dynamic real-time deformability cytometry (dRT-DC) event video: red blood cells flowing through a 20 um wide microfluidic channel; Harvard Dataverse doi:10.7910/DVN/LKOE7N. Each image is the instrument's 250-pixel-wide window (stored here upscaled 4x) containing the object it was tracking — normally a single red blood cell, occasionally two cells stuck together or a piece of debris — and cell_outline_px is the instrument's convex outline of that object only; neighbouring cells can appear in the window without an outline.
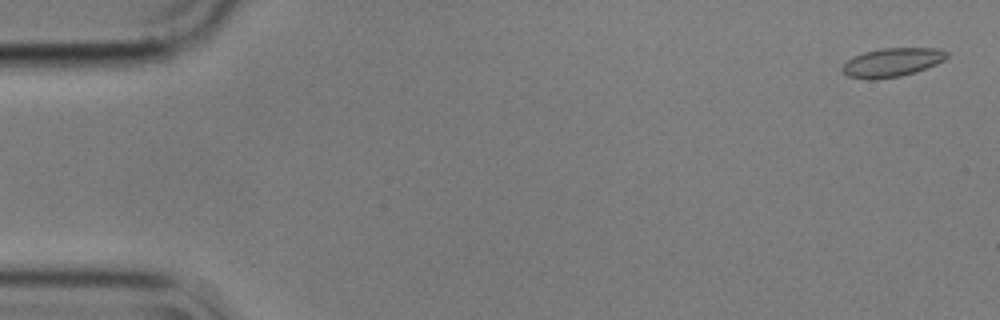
{"species": "common noctule bat (a hibernating species)", "species_latin": "Nyctalus noctula", "temperature_condition": "cold", "stored_images_in_passage": 4, "camera_frame_rate_fps": 3000, "um_per_image_px": 0.085, "animal": {"sex": "male", "body_mass_g": 17.9}, "frame": {"image": 1, "passage_image": 1, "time_ms": 0.0, "image_size_px": [1000, 320], "cell_outline_px": [[948, 56], [944, 60], [936, 64], [916, 72], [900, 76], [876, 80], [868, 80], [848, 76], [840, 68], [852, 56], [864, 52], [884, 48], [940, 48], [948, 52]], "centroid_in_image_um": [75.83, 5.31], "position_along_channel_um": 9.2, "area_um2": 17.63}}
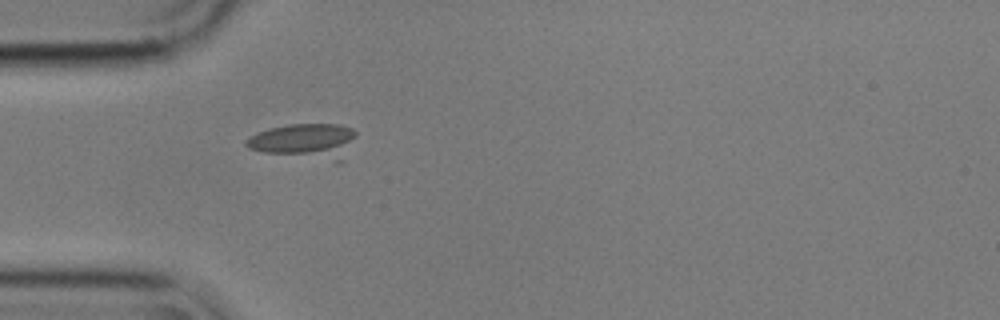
{"frame": {"image": 2, "passage_image": 4, "time_ms": 1.0, "image_size_px": [1000, 320], "cell_outline_px": [[356, 136], [344, 160], [340, 164], [336, 164], [264, 152], [248, 148], [244, 144], [244, 140], [256, 132], [268, 128], [288, 124], [340, 124], [352, 128], [356, 132]], "centroid_in_image_um": [25.96, 12.03], "position_along_channel_um": 59.0, "area_um2": 23.47}}